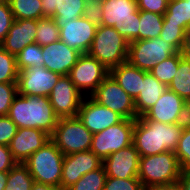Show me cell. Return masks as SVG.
<instances>
[{
    "label": "cell",
    "instance_id": "1",
    "mask_svg": "<svg viewBox=\"0 0 190 190\" xmlns=\"http://www.w3.org/2000/svg\"><path fill=\"white\" fill-rule=\"evenodd\" d=\"M184 122L165 124L138 117L134 120L133 144L140 157L175 152Z\"/></svg>",
    "mask_w": 190,
    "mask_h": 190
},
{
    "label": "cell",
    "instance_id": "2",
    "mask_svg": "<svg viewBox=\"0 0 190 190\" xmlns=\"http://www.w3.org/2000/svg\"><path fill=\"white\" fill-rule=\"evenodd\" d=\"M18 128L41 129L51 135L59 117L47 96H24L17 94L7 115Z\"/></svg>",
    "mask_w": 190,
    "mask_h": 190
},
{
    "label": "cell",
    "instance_id": "3",
    "mask_svg": "<svg viewBox=\"0 0 190 190\" xmlns=\"http://www.w3.org/2000/svg\"><path fill=\"white\" fill-rule=\"evenodd\" d=\"M129 42L114 28L97 26L88 54L109 71L127 61Z\"/></svg>",
    "mask_w": 190,
    "mask_h": 190
},
{
    "label": "cell",
    "instance_id": "4",
    "mask_svg": "<svg viewBox=\"0 0 190 190\" xmlns=\"http://www.w3.org/2000/svg\"><path fill=\"white\" fill-rule=\"evenodd\" d=\"M104 26L114 27L129 43L139 40V9L137 0H103Z\"/></svg>",
    "mask_w": 190,
    "mask_h": 190
},
{
    "label": "cell",
    "instance_id": "5",
    "mask_svg": "<svg viewBox=\"0 0 190 190\" xmlns=\"http://www.w3.org/2000/svg\"><path fill=\"white\" fill-rule=\"evenodd\" d=\"M181 171L178 158L172 151L139 158L138 178L144 188L176 183Z\"/></svg>",
    "mask_w": 190,
    "mask_h": 190
},
{
    "label": "cell",
    "instance_id": "6",
    "mask_svg": "<svg viewBox=\"0 0 190 190\" xmlns=\"http://www.w3.org/2000/svg\"><path fill=\"white\" fill-rule=\"evenodd\" d=\"M64 154L51 141H47L24 164L34 181L51 186H61Z\"/></svg>",
    "mask_w": 190,
    "mask_h": 190
},
{
    "label": "cell",
    "instance_id": "7",
    "mask_svg": "<svg viewBox=\"0 0 190 190\" xmlns=\"http://www.w3.org/2000/svg\"><path fill=\"white\" fill-rule=\"evenodd\" d=\"M93 134L83 125L78 117L59 118L50 140L64 154L91 149Z\"/></svg>",
    "mask_w": 190,
    "mask_h": 190
},
{
    "label": "cell",
    "instance_id": "8",
    "mask_svg": "<svg viewBox=\"0 0 190 190\" xmlns=\"http://www.w3.org/2000/svg\"><path fill=\"white\" fill-rule=\"evenodd\" d=\"M178 51L160 37L132 41L129 43L127 61L140 70L150 72L157 63Z\"/></svg>",
    "mask_w": 190,
    "mask_h": 190
},
{
    "label": "cell",
    "instance_id": "9",
    "mask_svg": "<svg viewBox=\"0 0 190 190\" xmlns=\"http://www.w3.org/2000/svg\"><path fill=\"white\" fill-rule=\"evenodd\" d=\"M134 120L122 119L92 136L91 151L102 161L110 154L133 144Z\"/></svg>",
    "mask_w": 190,
    "mask_h": 190
},
{
    "label": "cell",
    "instance_id": "10",
    "mask_svg": "<svg viewBox=\"0 0 190 190\" xmlns=\"http://www.w3.org/2000/svg\"><path fill=\"white\" fill-rule=\"evenodd\" d=\"M90 97L100 105L120 114L124 119L135 120L134 99L128 95L109 74Z\"/></svg>",
    "mask_w": 190,
    "mask_h": 190
},
{
    "label": "cell",
    "instance_id": "11",
    "mask_svg": "<svg viewBox=\"0 0 190 190\" xmlns=\"http://www.w3.org/2000/svg\"><path fill=\"white\" fill-rule=\"evenodd\" d=\"M110 71L88 53L79 56L68 76L84 97L90 96Z\"/></svg>",
    "mask_w": 190,
    "mask_h": 190
},
{
    "label": "cell",
    "instance_id": "12",
    "mask_svg": "<svg viewBox=\"0 0 190 190\" xmlns=\"http://www.w3.org/2000/svg\"><path fill=\"white\" fill-rule=\"evenodd\" d=\"M60 76V74L52 72L44 66L25 68L18 73V94L48 97Z\"/></svg>",
    "mask_w": 190,
    "mask_h": 190
},
{
    "label": "cell",
    "instance_id": "13",
    "mask_svg": "<svg viewBox=\"0 0 190 190\" xmlns=\"http://www.w3.org/2000/svg\"><path fill=\"white\" fill-rule=\"evenodd\" d=\"M48 98L55 114L59 118H68L77 117L84 96L68 75H62Z\"/></svg>",
    "mask_w": 190,
    "mask_h": 190
},
{
    "label": "cell",
    "instance_id": "14",
    "mask_svg": "<svg viewBox=\"0 0 190 190\" xmlns=\"http://www.w3.org/2000/svg\"><path fill=\"white\" fill-rule=\"evenodd\" d=\"M185 111L186 101L174 91L166 89L155 105L141 117L144 120L177 124L185 121Z\"/></svg>",
    "mask_w": 190,
    "mask_h": 190
},
{
    "label": "cell",
    "instance_id": "15",
    "mask_svg": "<svg viewBox=\"0 0 190 190\" xmlns=\"http://www.w3.org/2000/svg\"><path fill=\"white\" fill-rule=\"evenodd\" d=\"M77 117L92 134L105 130L123 119L120 114L100 105L90 96L83 98Z\"/></svg>",
    "mask_w": 190,
    "mask_h": 190
},
{
    "label": "cell",
    "instance_id": "16",
    "mask_svg": "<svg viewBox=\"0 0 190 190\" xmlns=\"http://www.w3.org/2000/svg\"><path fill=\"white\" fill-rule=\"evenodd\" d=\"M103 161L91 150L65 155L62 166L61 187L67 190L84 174L98 169Z\"/></svg>",
    "mask_w": 190,
    "mask_h": 190
},
{
    "label": "cell",
    "instance_id": "17",
    "mask_svg": "<svg viewBox=\"0 0 190 190\" xmlns=\"http://www.w3.org/2000/svg\"><path fill=\"white\" fill-rule=\"evenodd\" d=\"M139 153L134 144L110 154L104 161L103 166L107 177L120 179L138 178Z\"/></svg>",
    "mask_w": 190,
    "mask_h": 190
},
{
    "label": "cell",
    "instance_id": "18",
    "mask_svg": "<svg viewBox=\"0 0 190 190\" xmlns=\"http://www.w3.org/2000/svg\"><path fill=\"white\" fill-rule=\"evenodd\" d=\"M60 40L81 54L88 53L95 37L97 26L84 17L69 20L59 28Z\"/></svg>",
    "mask_w": 190,
    "mask_h": 190
},
{
    "label": "cell",
    "instance_id": "19",
    "mask_svg": "<svg viewBox=\"0 0 190 190\" xmlns=\"http://www.w3.org/2000/svg\"><path fill=\"white\" fill-rule=\"evenodd\" d=\"M49 140L50 135L41 129L18 128L9 149L17 163H24Z\"/></svg>",
    "mask_w": 190,
    "mask_h": 190
},
{
    "label": "cell",
    "instance_id": "20",
    "mask_svg": "<svg viewBox=\"0 0 190 190\" xmlns=\"http://www.w3.org/2000/svg\"><path fill=\"white\" fill-rule=\"evenodd\" d=\"M80 55L79 51L70 48L61 40L42 46L44 67L61 76L69 74Z\"/></svg>",
    "mask_w": 190,
    "mask_h": 190
},
{
    "label": "cell",
    "instance_id": "21",
    "mask_svg": "<svg viewBox=\"0 0 190 190\" xmlns=\"http://www.w3.org/2000/svg\"><path fill=\"white\" fill-rule=\"evenodd\" d=\"M37 20L14 19L4 41L0 44L8 53L17 56L27 45L35 43Z\"/></svg>",
    "mask_w": 190,
    "mask_h": 190
},
{
    "label": "cell",
    "instance_id": "22",
    "mask_svg": "<svg viewBox=\"0 0 190 190\" xmlns=\"http://www.w3.org/2000/svg\"><path fill=\"white\" fill-rule=\"evenodd\" d=\"M44 17L55 19L59 28L66 22L81 18L85 8L84 0H41Z\"/></svg>",
    "mask_w": 190,
    "mask_h": 190
},
{
    "label": "cell",
    "instance_id": "23",
    "mask_svg": "<svg viewBox=\"0 0 190 190\" xmlns=\"http://www.w3.org/2000/svg\"><path fill=\"white\" fill-rule=\"evenodd\" d=\"M147 71L131 65L128 61L121 63L110 70V75L119 86L134 100L141 92L144 75Z\"/></svg>",
    "mask_w": 190,
    "mask_h": 190
},
{
    "label": "cell",
    "instance_id": "24",
    "mask_svg": "<svg viewBox=\"0 0 190 190\" xmlns=\"http://www.w3.org/2000/svg\"><path fill=\"white\" fill-rule=\"evenodd\" d=\"M166 89L168 87L165 84H162L152 74L147 72L143 78L141 92L134 100L137 117H141L149 111Z\"/></svg>",
    "mask_w": 190,
    "mask_h": 190
},
{
    "label": "cell",
    "instance_id": "25",
    "mask_svg": "<svg viewBox=\"0 0 190 190\" xmlns=\"http://www.w3.org/2000/svg\"><path fill=\"white\" fill-rule=\"evenodd\" d=\"M163 23H174L190 31V0H169Z\"/></svg>",
    "mask_w": 190,
    "mask_h": 190
},
{
    "label": "cell",
    "instance_id": "26",
    "mask_svg": "<svg viewBox=\"0 0 190 190\" xmlns=\"http://www.w3.org/2000/svg\"><path fill=\"white\" fill-rule=\"evenodd\" d=\"M168 89L174 91L186 102L190 101V58L182 56L179 60V66Z\"/></svg>",
    "mask_w": 190,
    "mask_h": 190
},
{
    "label": "cell",
    "instance_id": "27",
    "mask_svg": "<svg viewBox=\"0 0 190 190\" xmlns=\"http://www.w3.org/2000/svg\"><path fill=\"white\" fill-rule=\"evenodd\" d=\"M13 17L19 19L39 20L43 18L41 0H7Z\"/></svg>",
    "mask_w": 190,
    "mask_h": 190
},
{
    "label": "cell",
    "instance_id": "28",
    "mask_svg": "<svg viewBox=\"0 0 190 190\" xmlns=\"http://www.w3.org/2000/svg\"><path fill=\"white\" fill-rule=\"evenodd\" d=\"M139 40L153 39L160 36L164 17L161 14L139 10Z\"/></svg>",
    "mask_w": 190,
    "mask_h": 190
},
{
    "label": "cell",
    "instance_id": "29",
    "mask_svg": "<svg viewBox=\"0 0 190 190\" xmlns=\"http://www.w3.org/2000/svg\"><path fill=\"white\" fill-rule=\"evenodd\" d=\"M34 178L24 163H17L8 171L7 186L4 190H31Z\"/></svg>",
    "mask_w": 190,
    "mask_h": 190
},
{
    "label": "cell",
    "instance_id": "30",
    "mask_svg": "<svg viewBox=\"0 0 190 190\" xmlns=\"http://www.w3.org/2000/svg\"><path fill=\"white\" fill-rule=\"evenodd\" d=\"M182 56V52L171 55L164 61L157 63L149 73L168 87L177 72L179 60Z\"/></svg>",
    "mask_w": 190,
    "mask_h": 190
},
{
    "label": "cell",
    "instance_id": "31",
    "mask_svg": "<svg viewBox=\"0 0 190 190\" xmlns=\"http://www.w3.org/2000/svg\"><path fill=\"white\" fill-rule=\"evenodd\" d=\"M36 31L35 42L40 46H46L60 40V29L52 17H43L37 20Z\"/></svg>",
    "mask_w": 190,
    "mask_h": 190
},
{
    "label": "cell",
    "instance_id": "32",
    "mask_svg": "<svg viewBox=\"0 0 190 190\" xmlns=\"http://www.w3.org/2000/svg\"><path fill=\"white\" fill-rule=\"evenodd\" d=\"M107 179L105 168L102 165L100 168L92 170L84 174L75 184L67 190H103Z\"/></svg>",
    "mask_w": 190,
    "mask_h": 190
},
{
    "label": "cell",
    "instance_id": "33",
    "mask_svg": "<svg viewBox=\"0 0 190 190\" xmlns=\"http://www.w3.org/2000/svg\"><path fill=\"white\" fill-rule=\"evenodd\" d=\"M16 66L18 71L33 66H44V59L42 56V46L36 42L27 45L17 56Z\"/></svg>",
    "mask_w": 190,
    "mask_h": 190
},
{
    "label": "cell",
    "instance_id": "34",
    "mask_svg": "<svg viewBox=\"0 0 190 190\" xmlns=\"http://www.w3.org/2000/svg\"><path fill=\"white\" fill-rule=\"evenodd\" d=\"M16 56L0 46V83H17Z\"/></svg>",
    "mask_w": 190,
    "mask_h": 190
},
{
    "label": "cell",
    "instance_id": "35",
    "mask_svg": "<svg viewBox=\"0 0 190 190\" xmlns=\"http://www.w3.org/2000/svg\"><path fill=\"white\" fill-rule=\"evenodd\" d=\"M187 32L178 24L163 23L160 38L172 45L178 52H182Z\"/></svg>",
    "mask_w": 190,
    "mask_h": 190
},
{
    "label": "cell",
    "instance_id": "36",
    "mask_svg": "<svg viewBox=\"0 0 190 190\" xmlns=\"http://www.w3.org/2000/svg\"><path fill=\"white\" fill-rule=\"evenodd\" d=\"M175 154L182 170H190V128L183 127Z\"/></svg>",
    "mask_w": 190,
    "mask_h": 190
},
{
    "label": "cell",
    "instance_id": "37",
    "mask_svg": "<svg viewBox=\"0 0 190 190\" xmlns=\"http://www.w3.org/2000/svg\"><path fill=\"white\" fill-rule=\"evenodd\" d=\"M103 190H145L139 178L107 177Z\"/></svg>",
    "mask_w": 190,
    "mask_h": 190
},
{
    "label": "cell",
    "instance_id": "38",
    "mask_svg": "<svg viewBox=\"0 0 190 190\" xmlns=\"http://www.w3.org/2000/svg\"><path fill=\"white\" fill-rule=\"evenodd\" d=\"M17 94V83H0V116L8 115Z\"/></svg>",
    "mask_w": 190,
    "mask_h": 190
},
{
    "label": "cell",
    "instance_id": "39",
    "mask_svg": "<svg viewBox=\"0 0 190 190\" xmlns=\"http://www.w3.org/2000/svg\"><path fill=\"white\" fill-rule=\"evenodd\" d=\"M84 5L85 8L82 17L96 26H100L103 17V0H84Z\"/></svg>",
    "mask_w": 190,
    "mask_h": 190
},
{
    "label": "cell",
    "instance_id": "40",
    "mask_svg": "<svg viewBox=\"0 0 190 190\" xmlns=\"http://www.w3.org/2000/svg\"><path fill=\"white\" fill-rule=\"evenodd\" d=\"M13 22L14 17L8 1L0 0V44L4 41Z\"/></svg>",
    "mask_w": 190,
    "mask_h": 190
},
{
    "label": "cell",
    "instance_id": "41",
    "mask_svg": "<svg viewBox=\"0 0 190 190\" xmlns=\"http://www.w3.org/2000/svg\"><path fill=\"white\" fill-rule=\"evenodd\" d=\"M17 129V125L8 116H0V145L9 146Z\"/></svg>",
    "mask_w": 190,
    "mask_h": 190
},
{
    "label": "cell",
    "instance_id": "42",
    "mask_svg": "<svg viewBox=\"0 0 190 190\" xmlns=\"http://www.w3.org/2000/svg\"><path fill=\"white\" fill-rule=\"evenodd\" d=\"M169 0H137L139 10L164 15L167 11Z\"/></svg>",
    "mask_w": 190,
    "mask_h": 190
},
{
    "label": "cell",
    "instance_id": "43",
    "mask_svg": "<svg viewBox=\"0 0 190 190\" xmlns=\"http://www.w3.org/2000/svg\"><path fill=\"white\" fill-rule=\"evenodd\" d=\"M16 164L17 161L14 159L9 146L0 145V172L10 171Z\"/></svg>",
    "mask_w": 190,
    "mask_h": 190
},
{
    "label": "cell",
    "instance_id": "44",
    "mask_svg": "<svg viewBox=\"0 0 190 190\" xmlns=\"http://www.w3.org/2000/svg\"><path fill=\"white\" fill-rule=\"evenodd\" d=\"M178 184L181 190H190V170H182Z\"/></svg>",
    "mask_w": 190,
    "mask_h": 190
},
{
    "label": "cell",
    "instance_id": "45",
    "mask_svg": "<svg viewBox=\"0 0 190 190\" xmlns=\"http://www.w3.org/2000/svg\"><path fill=\"white\" fill-rule=\"evenodd\" d=\"M145 190H181L178 182L162 185H153L145 188Z\"/></svg>",
    "mask_w": 190,
    "mask_h": 190
},
{
    "label": "cell",
    "instance_id": "46",
    "mask_svg": "<svg viewBox=\"0 0 190 190\" xmlns=\"http://www.w3.org/2000/svg\"><path fill=\"white\" fill-rule=\"evenodd\" d=\"M31 190H64L61 186H51L41 182L34 181Z\"/></svg>",
    "mask_w": 190,
    "mask_h": 190
},
{
    "label": "cell",
    "instance_id": "47",
    "mask_svg": "<svg viewBox=\"0 0 190 190\" xmlns=\"http://www.w3.org/2000/svg\"><path fill=\"white\" fill-rule=\"evenodd\" d=\"M182 53L184 56L190 58V31L187 33Z\"/></svg>",
    "mask_w": 190,
    "mask_h": 190
},
{
    "label": "cell",
    "instance_id": "48",
    "mask_svg": "<svg viewBox=\"0 0 190 190\" xmlns=\"http://www.w3.org/2000/svg\"><path fill=\"white\" fill-rule=\"evenodd\" d=\"M8 171L0 172V190H4L7 186Z\"/></svg>",
    "mask_w": 190,
    "mask_h": 190
},
{
    "label": "cell",
    "instance_id": "49",
    "mask_svg": "<svg viewBox=\"0 0 190 190\" xmlns=\"http://www.w3.org/2000/svg\"><path fill=\"white\" fill-rule=\"evenodd\" d=\"M185 125L190 128V101L186 102Z\"/></svg>",
    "mask_w": 190,
    "mask_h": 190
}]
</instances>
